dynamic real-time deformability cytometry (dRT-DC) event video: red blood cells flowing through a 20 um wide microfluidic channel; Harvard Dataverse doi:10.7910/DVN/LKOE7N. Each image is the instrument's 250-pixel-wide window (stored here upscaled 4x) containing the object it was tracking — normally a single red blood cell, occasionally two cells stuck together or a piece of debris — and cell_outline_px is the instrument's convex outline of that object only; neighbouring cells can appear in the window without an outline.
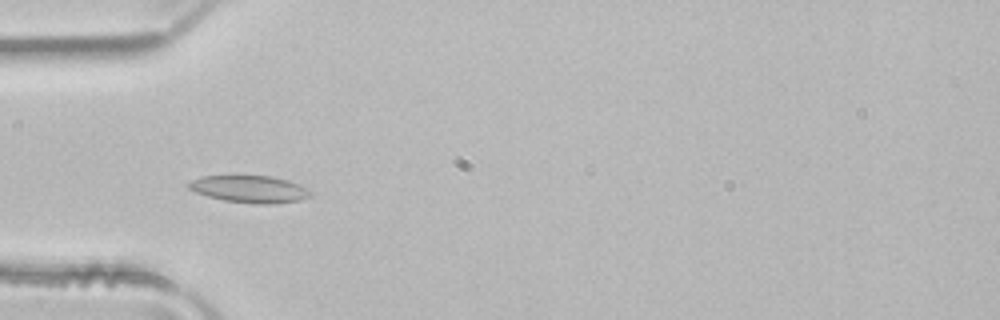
{"species": "common noctule bat (a hibernating species)", "species_latin": "Nyctalus noctula", "temperature_condition": "room temperature", "stored_images_in_passage": 50, "camera_frame_rate_fps": 3000, "um_per_image_px": 0.085, "animal": {"sex": "male", "body_mass_g": 21.5, "forearm_length_mm": 52.0}, "frame": {"image": 1, "passage_image": 15, "time_ms": 4.667, "image_size_px": [1000, 320], "cell_outline_px": [[312, 196], [300, 200], [272, 204], [256, 204], [224, 200], [208, 196], [196, 192], [188, 188], [184, 184], [200, 176], [272, 176], [288, 180], [300, 184], [308, 188], [312, 192]], "centroid_in_image_um": [21.24, 16.07], "position_along_channel_um": 63.8, "area_um2": 19.42}}
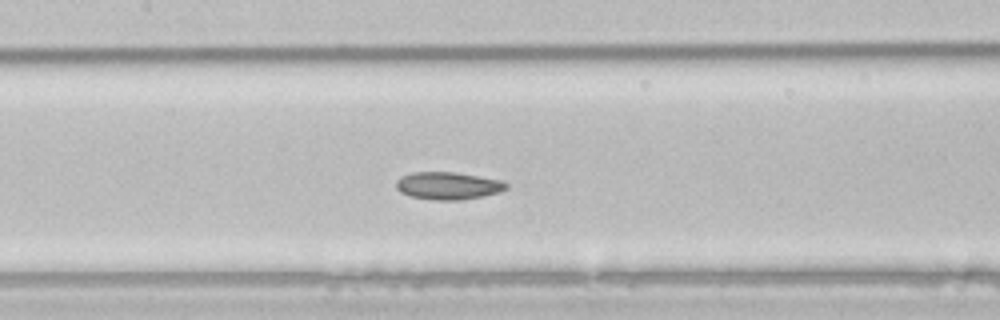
{"frame": {"image": 2, "passage_image": 23, "time_ms": 7.333, "image_size_px": [1000, 320], "cell_outline_px": [[508, 188], [500, 192], [484, 196], [460, 200], [432, 200], [412, 196], [400, 192], [396, 188], [396, 180], [400, 176], [412, 172], [452, 172], [504, 180], [508, 184]], "centroid_in_image_um": [38.1, 15.78], "position_along_channel_um": 169.3, "area_um2": 17.8}}
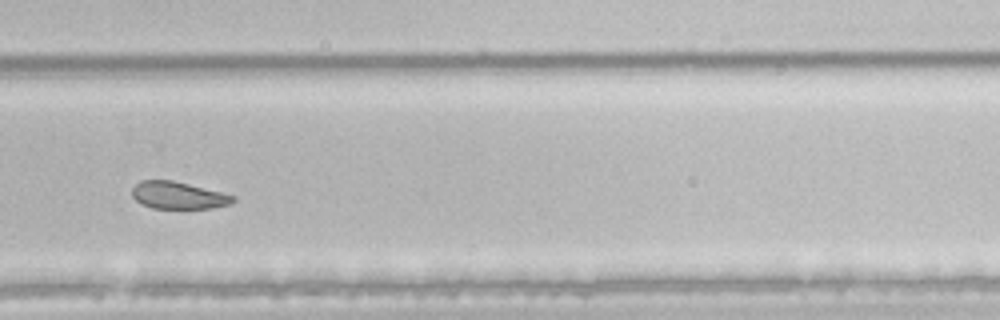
{"frame": {"image": 3, "passage_image": 34, "time_ms": 11.0, "image_size_px": [1000, 320], "cell_outline_px": [[236, 200], [228, 204], [212, 208], [152, 208], [140, 204], [132, 196], [132, 188], [140, 180], [172, 180], [236, 196]], "centroid_in_image_um": [15.11, 16.6], "position_along_channel_um": 314.7, "area_um2": 15.9}, "authors_computed_cell_mechanics": {"area_um2": 19.4208, "velocity_mm_per_s": 3.9866, "shape_relaxation_time_tau1_ms": null, "shape_relaxation_time_tau2_ms": 10.1166, "deformation_change_tau1": null, "deformation_change_tau2": 0.1509}}